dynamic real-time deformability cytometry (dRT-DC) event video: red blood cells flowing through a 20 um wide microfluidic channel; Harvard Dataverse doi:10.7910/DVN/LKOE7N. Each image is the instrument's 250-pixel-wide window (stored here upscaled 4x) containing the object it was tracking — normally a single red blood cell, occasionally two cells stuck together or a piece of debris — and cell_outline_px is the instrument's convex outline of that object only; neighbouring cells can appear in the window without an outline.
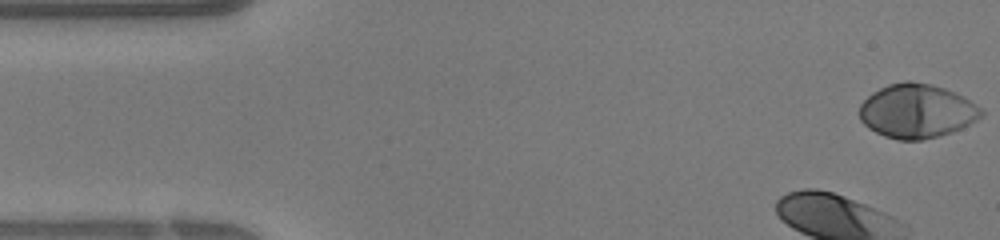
{"species": "human", "species_latin": "Homo sapiens", "temperature_condition": "warm", "stored_images_in_passage": 31, "camera_frame_rate_fps": 3000, "um_per_image_px": 0.085, "donor": {"sex": "female"}, "frame": {"image": 1, "passage_image": 1, "time_ms": 0.0, "image_size_px": [1000, 240], "cell_outline_px": [[984, 116], [952, 132], [940, 136], [924, 140], [896, 140], [884, 136], [868, 128], [860, 120], [860, 104], [872, 92], [888, 84], [904, 80], [908, 80], [932, 84], [956, 92], [964, 96], [980, 108], [984, 112]], "centroid_in_image_um": [77.92, 9.44], "position_along_channel_um": 7.1, "area_um2": 38.61}}